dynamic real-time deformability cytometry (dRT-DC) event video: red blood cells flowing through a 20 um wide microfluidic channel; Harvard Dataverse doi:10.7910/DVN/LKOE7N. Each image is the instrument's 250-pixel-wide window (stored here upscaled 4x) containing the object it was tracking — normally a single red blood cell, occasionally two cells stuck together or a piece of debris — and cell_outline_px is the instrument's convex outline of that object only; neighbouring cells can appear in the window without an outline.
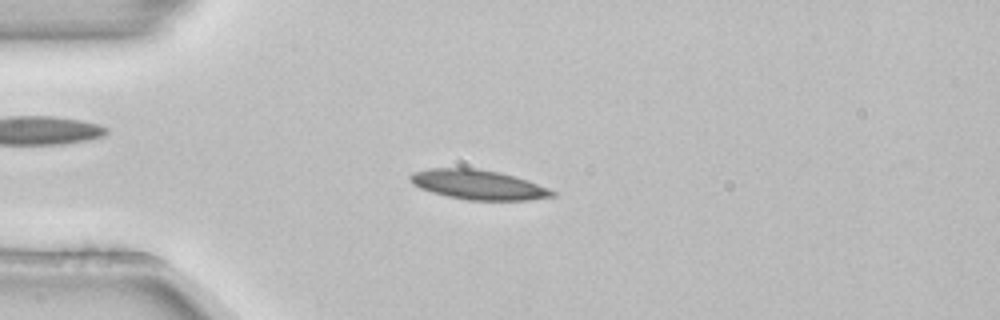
{"species": "common noctule bat (a hibernating species)", "species_latin": "Nyctalus noctula", "temperature_condition": "room temperature", "stored_images_in_passage": 3, "camera_frame_rate_fps": 3000, "um_per_image_px": 0.085, "animal": {"sex": "female", "body_mass_g": 22.7, "forearm_length_mm": 54.2}, "frame": {"image": 1, "passage_image": 2, "time_ms": 0.333, "image_size_px": [1000, 320], "cell_outline_px": [[556, 196], [524, 200], [468, 200], [448, 196], [432, 192], [420, 188], [412, 184], [408, 180], [408, 176], [412, 172], [432, 168], [476, 168], [500, 172], [516, 176], [528, 180], [548, 188], [556, 192]], "centroid_in_image_um": [40.63, 15.69], "position_along_channel_um": 44.4, "area_um2": 24.62}}